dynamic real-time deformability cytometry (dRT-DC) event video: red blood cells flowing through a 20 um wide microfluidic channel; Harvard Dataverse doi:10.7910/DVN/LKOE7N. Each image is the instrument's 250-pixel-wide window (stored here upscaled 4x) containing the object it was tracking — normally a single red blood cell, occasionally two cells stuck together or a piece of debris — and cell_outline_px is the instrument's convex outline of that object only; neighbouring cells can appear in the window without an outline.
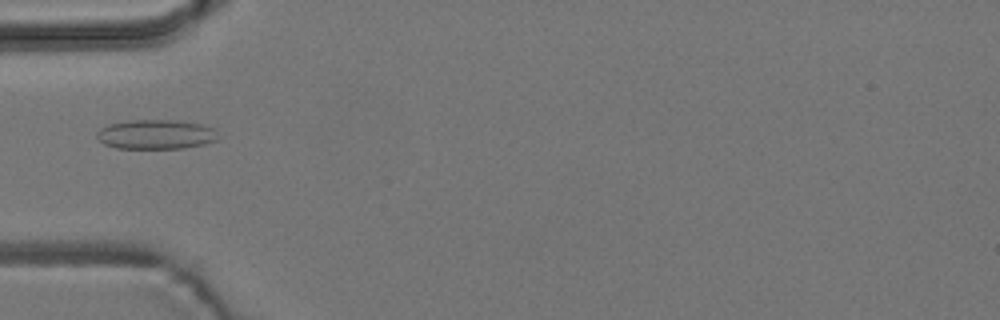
{"species": "common noctule bat (a hibernating species)", "species_latin": "Nyctalus noctula", "temperature_condition": "room temperature", "stored_images_in_passage": 2, "camera_frame_rate_fps": 3000, "um_per_image_px": 0.085, "animal": {"sex": "male", "body_mass_g": 19.2, "forearm_length_mm": 51.8}, "frame": {"image": 1, "passage_image": 2, "time_ms": 1.0, "image_size_px": [1000, 320], "cell_outline_px": [[216, 140], [204, 144], [184, 148], [116, 148], [104, 144], [96, 136], [96, 132], [100, 128], [108, 124], [128, 120], [176, 120], [200, 124], [212, 128]], "centroid_in_image_um": [13.17, 11.42], "position_along_channel_um": 71.8, "area_um2": 20.63}}